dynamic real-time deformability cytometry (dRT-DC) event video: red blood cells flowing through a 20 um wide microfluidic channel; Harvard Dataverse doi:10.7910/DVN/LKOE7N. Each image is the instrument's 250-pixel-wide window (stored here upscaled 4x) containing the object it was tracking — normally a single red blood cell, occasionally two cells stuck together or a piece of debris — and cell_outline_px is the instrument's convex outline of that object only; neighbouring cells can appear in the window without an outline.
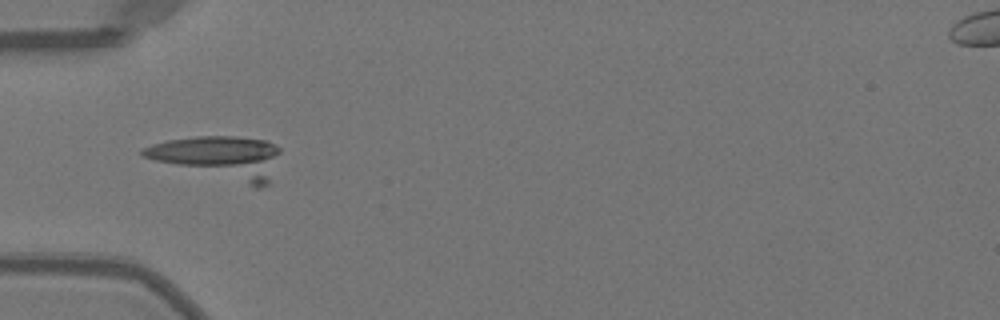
{"species": "Egyptian fruit bat (a non-hibernating species)", "species_latin": "Rousettus aegyptiacus", "temperature_condition": "warm", "stored_images_in_passage": 41, "camera_frame_rate_fps": 3000, "um_per_image_px": 0.085, "animal": {"sex": "female"}, "frame": {"image": 1, "passage_image": 19, "time_ms": 6.0, "image_size_px": [1000, 320], "cell_outline_px": [[280, 152], [268, 184], [260, 188], [256, 188], [156, 160], [144, 156], [140, 152], [140, 148], [152, 144], [168, 140], [196, 136], [236, 136], [268, 140], [276, 144], [280, 148]], "centroid_in_image_um": [18.73, 13.36], "position_along_channel_um": 66.3, "area_um2": 33.99}}